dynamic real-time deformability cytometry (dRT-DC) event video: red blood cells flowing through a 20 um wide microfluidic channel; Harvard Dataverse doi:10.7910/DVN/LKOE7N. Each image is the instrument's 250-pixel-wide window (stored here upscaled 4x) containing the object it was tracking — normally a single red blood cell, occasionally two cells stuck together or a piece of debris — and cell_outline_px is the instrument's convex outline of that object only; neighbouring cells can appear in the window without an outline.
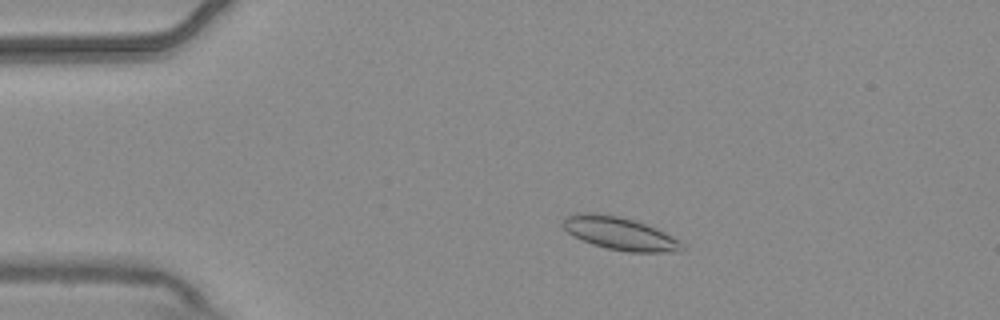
{"species": "common noctule bat (a hibernating species)", "species_latin": "Nyctalus noctula", "temperature_condition": "warm", "stored_images_in_passage": 5, "camera_frame_rate_fps": 3000, "um_per_image_px": 0.085, "animal": {"sex": "male", "body_mass_g": 20.4}, "frame": {"image": 1, "passage_image": 4, "time_ms": 1.0, "image_size_px": [1000, 320], "cell_outline_px": [[684, 248], [680, 252], [628, 252], [608, 248], [592, 244], [568, 232], [560, 224], [572, 212], [596, 212], [620, 216], [636, 220], [656, 228], [680, 240], [684, 244]], "centroid_in_image_um": [52.7, 19.82], "position_along_channel_um": 32.3, "area_um2": 23.0}}